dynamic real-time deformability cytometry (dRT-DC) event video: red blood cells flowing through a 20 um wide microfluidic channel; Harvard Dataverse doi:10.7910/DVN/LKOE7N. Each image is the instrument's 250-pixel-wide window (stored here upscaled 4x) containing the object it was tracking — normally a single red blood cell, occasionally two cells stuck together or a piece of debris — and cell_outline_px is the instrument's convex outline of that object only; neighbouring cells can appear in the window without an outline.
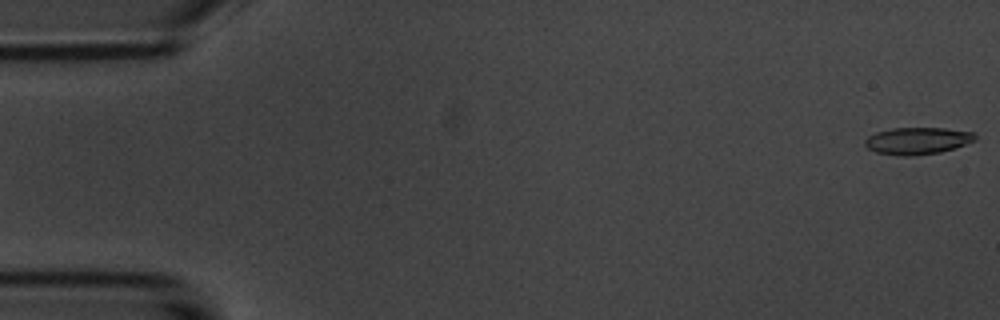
{"species": "common noctule bat (a hibernating species)", "species_latin": "Nyctalus noctula", "temperature_condition": "room temperature", "stored_images_in_passage": 12, "camera_frame_rate_fps": 3000, "um_per_image_px": 0.085, "animal": {"sex": "male", "body_mass_g": 20.1, "forearm_length_mm": 53.5}, "frame": {"image": 1, "passage_image": 1, "time_ms": 0.0, "image_size_px": [1000, 320], "cell_outline_px": [[976, 140], [940, 152], [912, 156], [904, 156], [876, 152], [868, 148], [864, 144], [864, 140], [868, 136], [876, 132], [892, 128], [944, 128], [972, 132], [976, 136]], "centroid_in_image_um": [77.95, 11.96], "position_along_channel_um": 7.1, "area_um2": 17.17}}